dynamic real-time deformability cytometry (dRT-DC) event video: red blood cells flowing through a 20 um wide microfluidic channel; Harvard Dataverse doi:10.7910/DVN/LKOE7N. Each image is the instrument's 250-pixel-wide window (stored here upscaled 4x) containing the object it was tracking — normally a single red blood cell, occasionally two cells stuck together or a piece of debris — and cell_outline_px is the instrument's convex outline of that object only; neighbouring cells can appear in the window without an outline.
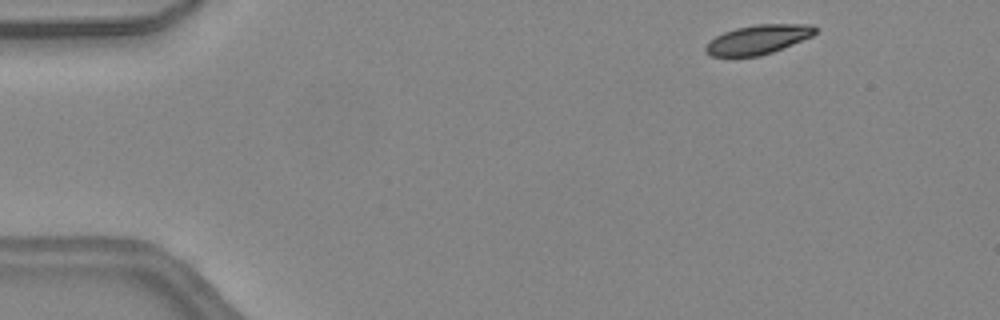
{"species": "common noctule bat (a hibernating species)", "species_latin": "Nyctalus noctula", "temperature_condition": "warm", "stored_images_in_passage": 42, "camera_frame_rate_fps": 3000, "um_per_image_px": 0.085, "animal": {"sex": "female", "body_mass_g": 24.6, "forearm_length_mm": 56.2}, "frame": {"image": 1, "passage_image": 2, "time_ms": 0.333, "image_size_px": [1000, 320], "cell_outline_px": [[816, 32], [812, 36], [772, 52], [760, 56], [712, 56], [704, 52], [704, 48], [716, 36], [724, 32], [736, 28], [756, 24], [812, 24], [816, 28]], "centroid_in_image_um": [64.44, 3.35], "position_along_channel_um": 20.6, "area_um2": 18.5}}
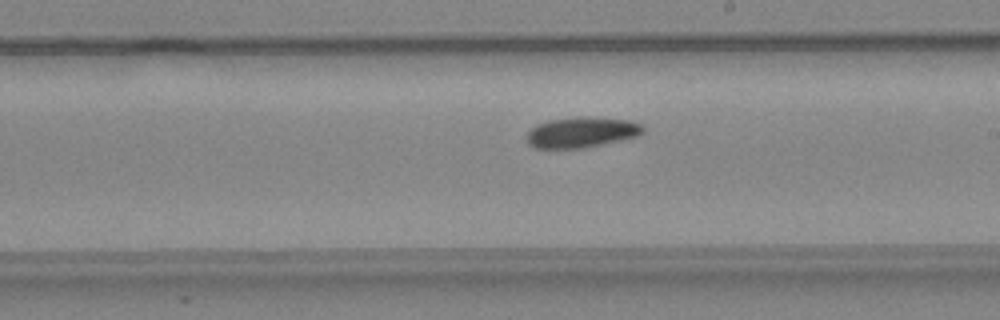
{"frame": {"image": 2, "passage_image": 23, "time_ms": 7.333, "image_size_px": [1000, 320], "cell_outline_px": [[644, 132], [636, 136], [620, 140], [584, 148], [536, 148], [528, 144], [528, 132], [536, 124], [548, 120], [580, 116], [588, 116], [628, 120], [640, 124], [644, 128]], "centroid_in_image_um": [49.42, 11.23], "position_along_channel_um": 239.6, "area_um2": 20.63}}
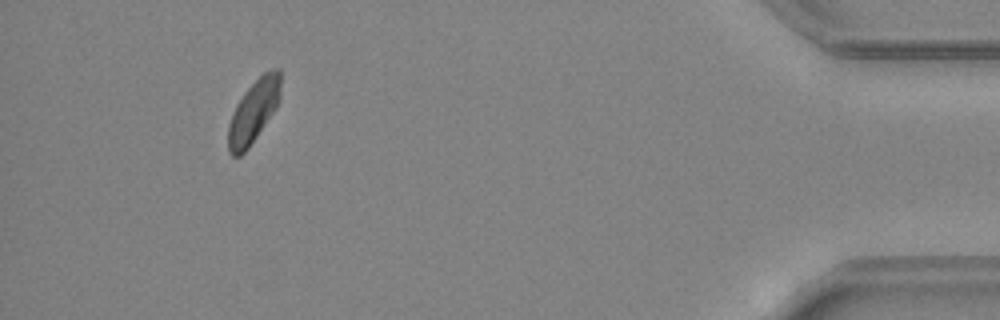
{"frame": {"image": 3, "passage_image": 39, "time_ms": 12.667, "image_size_px": [1000, 320], "cell_outline_px": [[280, 100], [276, 108], [248, 148], [240, 156], [232, 156], [228, 152], [228, 124], [232, 112], [236, 104], [244, 92], [264, 72], [272, 68], [280, 68]], "centroid_in_image_um": [21.54, 9.46], "position_along_channel_um": 413.7, "area_um2": 19.13}, "authors_computed_cell_mechanics": {"area_um2": 20.1433, "velocity_mm_per_s": 4.4927, "shape_relaxation_time_tau1_ms": 2.2993, "shape_relaxation_time_tau2_ms": null, "deformation_change_tau1": 0.1022, "deformation_change_tau2": null}}